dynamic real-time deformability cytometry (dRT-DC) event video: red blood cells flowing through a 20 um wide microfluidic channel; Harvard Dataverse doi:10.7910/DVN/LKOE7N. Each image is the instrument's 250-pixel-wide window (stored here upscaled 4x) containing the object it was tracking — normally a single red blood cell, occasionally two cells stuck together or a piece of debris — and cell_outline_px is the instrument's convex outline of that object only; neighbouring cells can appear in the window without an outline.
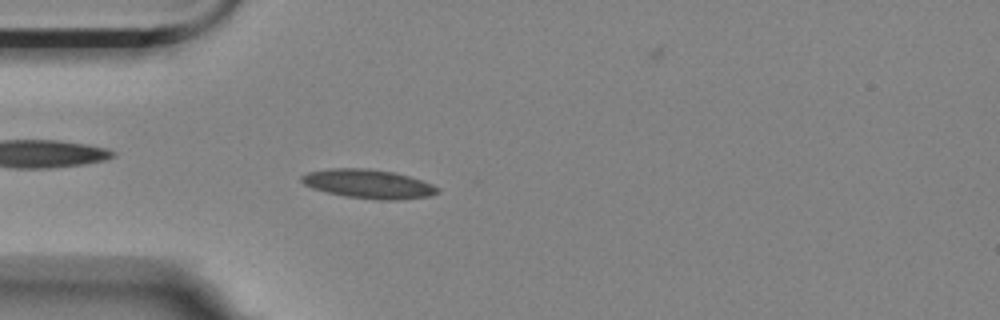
{"species": "Egyptian fruit bat (a non-hibernating species)", "species_latin": "Rousettus aegyptiacus", "temperature_condition": "room temperature", "stored_images_in_passage": 4, "camera_frame_rate_fps": 3000, "um_per_image_px": 0.085, "animal": {"sex": "female"}, "frame": {"image": 1, "passage_image": 4, "time_ms": 1.0, "image_size_px": [1000, 320], "cell_outline_px": [[440, 192], [428, 196], [400, 200], [376, 200], [344, 196], [312, 188], [304, 184], [300, 180], [300, 176], [308, 172], [328, 168], [368, 168], [396, 172], [432, 184], [440, 188]], "centroid_in_image_um": [31.31, 15.63], "position_along_channel_um": 53.7, "area_um2": 23.12}}